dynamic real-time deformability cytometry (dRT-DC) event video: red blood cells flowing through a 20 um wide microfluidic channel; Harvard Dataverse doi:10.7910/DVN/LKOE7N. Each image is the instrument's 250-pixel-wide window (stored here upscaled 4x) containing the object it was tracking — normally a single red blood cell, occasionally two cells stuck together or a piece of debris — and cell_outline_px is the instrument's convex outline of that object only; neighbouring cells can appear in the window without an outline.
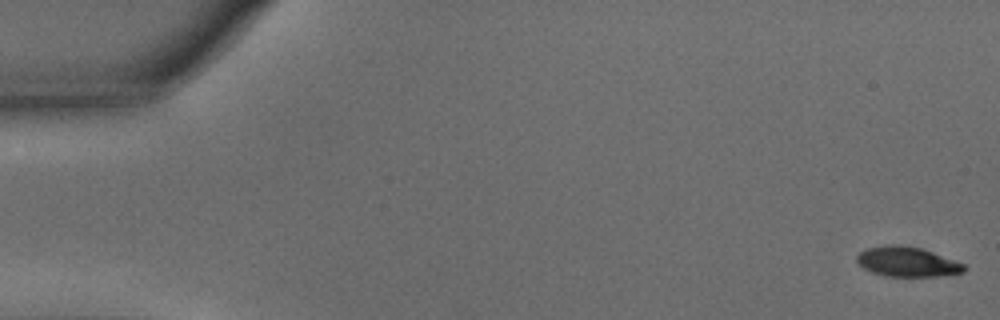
{"species": "common noctule bat (a hibernating species)", "species_latin": "Nyctalus noctula", "temperature_condition": "warm", "stored_images_in_passage": 56, "camera_frame_rate_fps": 3000, "um_per_image_px": 0.085, "animal": {"sex": "male", "body_mass_g": 15.6}, "frame": {"image": 1, "passage_image": 1, "time_ms": 0.0, "image_size_px": [1000, 320], "cell_outline_px": [[968, 268], [964, 272], [940, 276], [884, 276], [872, 272], [864, 268], [856, 260], [856, 256], [860, 252], [868, 248], [888, 244], [900, 244], [920, 248], [932, 252], [964, 264]], "centroid_in_image_um": [77.11, 22.25], "position_along_channel_um": 7.9, "area_um2": 18.55}}
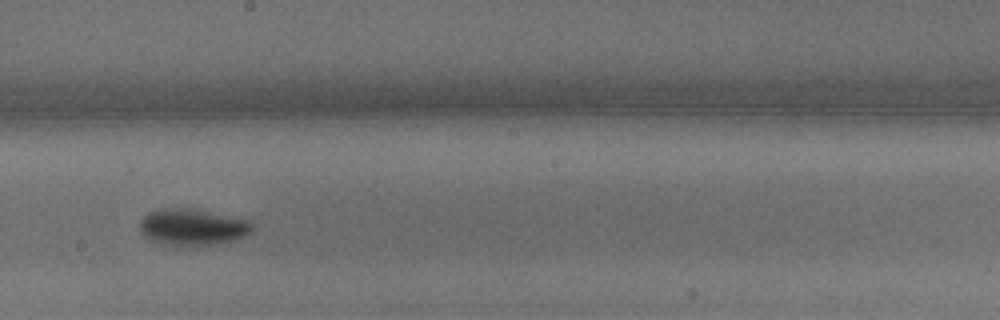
{"frame": {"image": 2, "passage_image": 32, "time_ms": 10.333, "image_size_px": [1000, 320], "cell_outline_px": [[252, 232], [236, 240], [216, 244], [172, 244], [152, 240], [144, 236], [140, 232], [140, 220], [144, 216], [160, 208], [188, 208], [248, 220], [252, 224]], "centroid_in_image_um": [16.37, 19.28], "position_along_channel_um": 231.8, "area_um2": 23.24}}
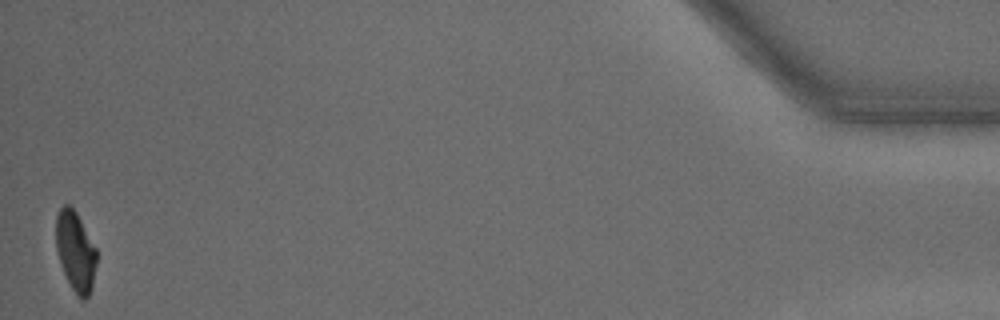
{"frame": {"image": 3, "passage_image": 56, "time_ms": 18.333, "image_size_px": [1000, 320], "cell_outline_px": [[96, 264], [92, 288], [88, 296], [84, 300], [80, 300], [72, 288], [60, 264], [56, 248], [56, 216], [60, 208], [64, 204], [68, 204], [76, 212], [96, 248]], "centroid_in_image_um": [6.41, 21.37], "position_along_channel_um": 428.8, "area_um2": 18.79}, "authors_computed_cell_mechanics": {"area_um2": 20.7213, "velocity_mm_per_s": 3.5884, "shape_relaxation_time_tau1_ms": 1.7293, "shape_relaxation_time_tau2_ms": 3.815, "deformation_change_tau1": 0.153, "deformation_change_tau2": 0.0819}}